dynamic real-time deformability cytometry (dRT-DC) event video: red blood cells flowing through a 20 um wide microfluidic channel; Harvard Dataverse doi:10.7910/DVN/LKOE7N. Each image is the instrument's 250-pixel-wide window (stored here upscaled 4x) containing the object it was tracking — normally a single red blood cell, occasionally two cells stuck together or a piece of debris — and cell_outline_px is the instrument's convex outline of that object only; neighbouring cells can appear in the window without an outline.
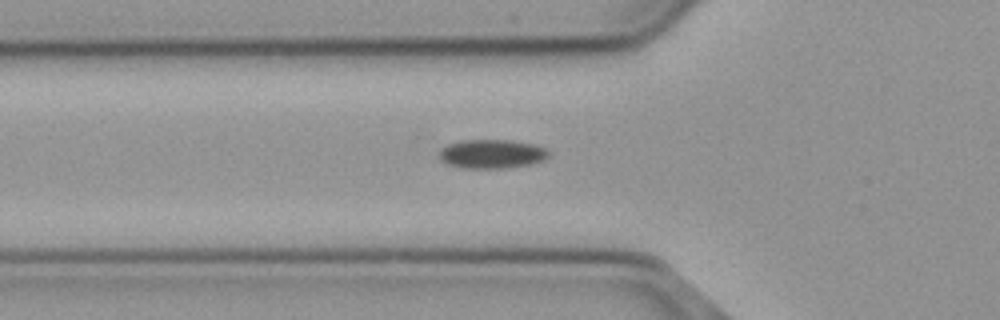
{"species": "common noctule bat (a hibernating species)", "species_latin": "Nyctalus noctula", "temperature_condition": "cold", "stored_images_in_passage": 52, "camera_frame_rate_fps": 3000, "um_per_image_px": 0.085, "animal": {"sex": "male", "body_mass_g": 23.1, "forearm_length_mm": 52.7}, "frame": {"image": 1, "passage_image": 18, "time_ms": 5.667, "image_size_px": [1000, 320], "cell_outline_px": [[548, 156], [544, 160], [528, 164], [504, 168], [468, 168], [448, 164], [440, 160], [440, 148], [448, 144], [460, 140], [512, 140], [536, 144], [544, 148], [548, 152]], "centroid_in_image_um": [41.79, 13.07], "position_along_channel_um": 84.0, "area_um2": 18.38}}
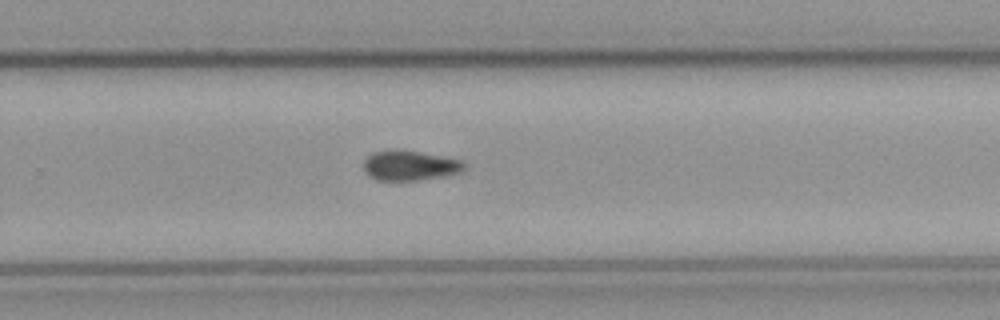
{"frame": {"image": 2, "passage_image": 35, "time_ms": 11.333, "image_size_px": [1000, 320], "cell_outline_px": [[464, 168], [460, 172], [448, 176], [416, 180], [376, 180], [368, 176], [364, 172], [364, 160], [372, 152], [420, 152], [460, 160], [464, 164]], "centroid_in_image_um": [34.82, 14.11], "position_along_channel_um": 295.0, "area_um2": 16.99}}
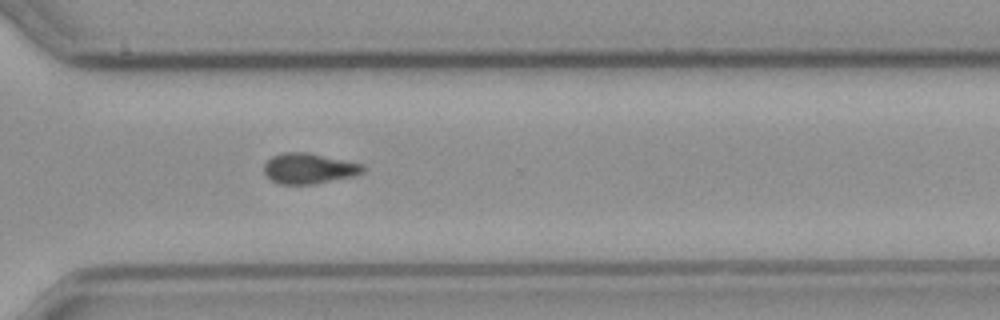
{"frame": {"image": 3, "passage_image": 39, "time_ms": 12.667, "image_size_px": [1000, 320], "cell_outline_px": [[368, 168], [364, 172], [356, 176], [312, 184], [280, 184], [272, 180], [264, 172], [264, 164], [272, 156], [284, 152], [308, 152], [364, 164]], "centroid_in_image_um": [26.32, 14.31], "position_along_channel_um": 344.3, "area_um2": 17.74}, "authors_computed_cell_mechanics": {"area_um2": 17.918, "velocity_mm_per_s": 3.7024, "shape_relaxation_time_tau1_ms": 5.1166, "shape_relaxation_time_tau2_ms": null, "deformation_change_tau1": 0.0851, "deformation_change_tau2": null}}